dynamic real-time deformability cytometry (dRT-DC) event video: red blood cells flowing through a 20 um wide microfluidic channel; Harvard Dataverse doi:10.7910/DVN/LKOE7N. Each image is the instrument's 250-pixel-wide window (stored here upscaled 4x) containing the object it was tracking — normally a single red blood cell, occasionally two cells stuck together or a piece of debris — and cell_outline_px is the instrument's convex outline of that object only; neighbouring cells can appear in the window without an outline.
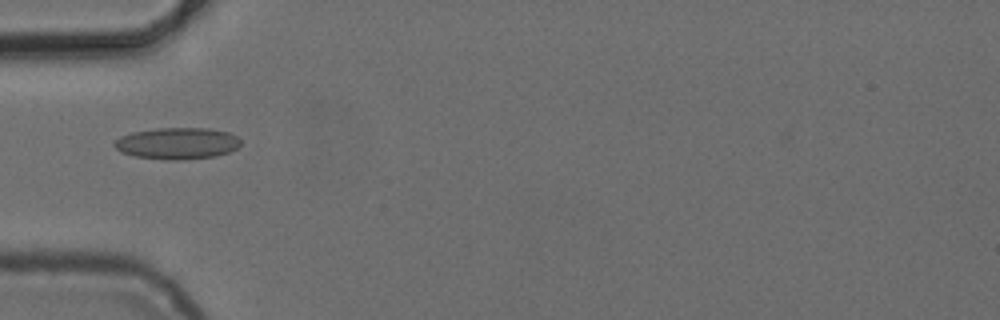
{"species": "common noctule bat (a hibernating species)", "species_latin": "Nyctalus noctula", "temperature_condition": "cold", "stored_images_in_passage": 3, "camera_frame_rate_fps": 3000, "um_per_image_px": 0.085, "animal": {"sex": "female", "body_mass_g": 24.6, "forearm_length_mm": 56.2}, "frame": {"image": 1, "passage_image": 1, "time_ms": 0.0, "image_size_px": [1000, 320], "cell_outline_px": [[240, 144], [236, 148], [228, 152], [216, 156], [176, 160], [168, 160], [136, 156], [120, 152], [112, 144], [120, 136], [132, 132], [156, 128], [208, 128], [228, 132], [236, 136], [240, 140]], "centroid_in_image_um": [15.04, 12.18], "position_along_channel_um": 70.0, "area_um2": 23.18}}
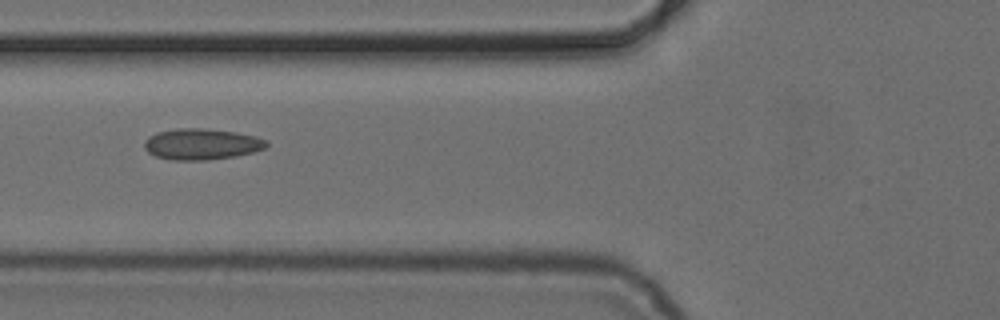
{"frame": {"image": 2, "passage_image": 2, "time_ms": 1.0, "image_size_px": [1000, 320], "cell_outline_px": [[268, 144], [264, 148], [252, 152], [236, 156], [208, 160], [172, 160], [156, 156], [148, 152], [144, 148], [144, 140], [148, 136], [156, 132], [176, 128], [200, 128], [236, 132], [256, 136], [268, 140]], "centroid_in_image_um": [17.11, 12.24], "position_along_channel_um": 108.7, "area_um2": 22.25}}
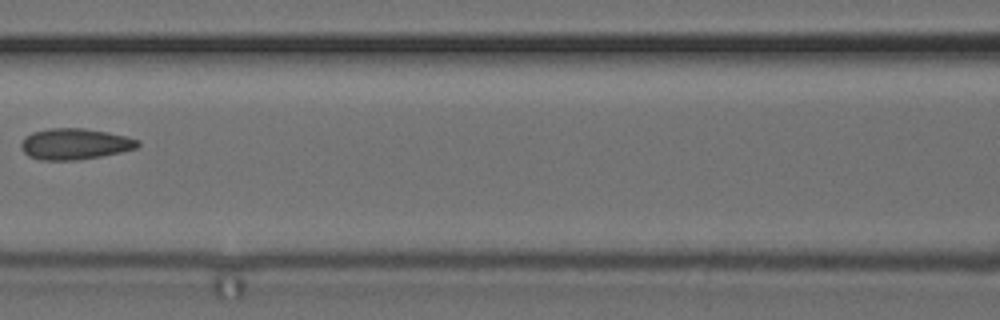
{"frame": {"image": 3, "passage_image": 3, "time_ms": 2.333, "image_size_px": [1000, 320], "cell_outline_px": [[140, 144], [136, 148], [120, 152], [100, 156], [76, 160], [40, 160], [28, 156], [20, 148], [20, 144], [32, 132], [48, 128], [84, 128], [108, 132], [140, 140]], "centroid_in_image_um": [6.35, 12.23], "position_along_channel_um": 160.3, "area_um2": 21.04}}